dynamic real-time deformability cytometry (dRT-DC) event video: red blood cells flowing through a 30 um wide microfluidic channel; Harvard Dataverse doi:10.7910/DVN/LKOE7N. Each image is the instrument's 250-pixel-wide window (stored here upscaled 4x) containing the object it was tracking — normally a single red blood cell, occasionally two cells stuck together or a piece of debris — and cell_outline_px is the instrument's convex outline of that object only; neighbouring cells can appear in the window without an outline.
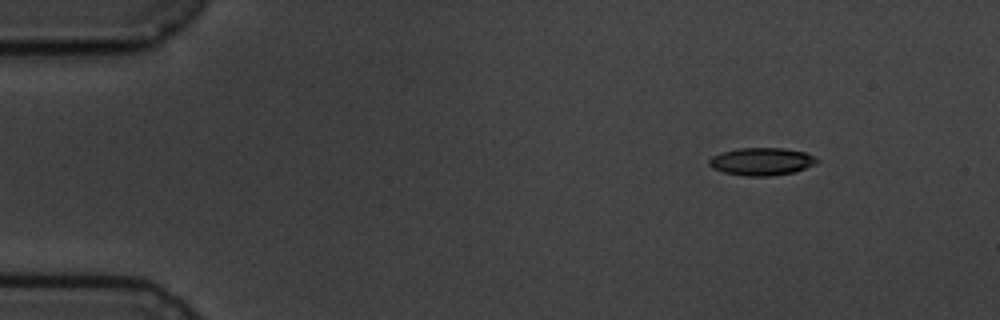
{"species": "common noctule bat (a hibernating species)", "species_latin": "Nyctalus noctula", "temperature_condition": "cold", "stored_images_in_passage": 4, "camera_frame_rate_fps": 3000, "um_per_image_px": 0.085, "animal": {"sex": "male", "body_mass_g": 19.5, "forearm_length_mm": 54.6}, "frame": {"image": 1, "passage_image": 2, "time_ms": 1.667, "image_size_px": [1000, 320], "cell_outline_px": [[820, 160], [816, 164], [792, 172], [768, 176], [744, 176], [724, 172], [712, 168], [708, 164], [708, 160], [712, 156], [720, 152], [736, 148], [784, 148], [804, 152]], "centroid_in_image_um": [64.69, 13.72], "position_along_channel_um": 20.3, "area_um2": 17.34}}
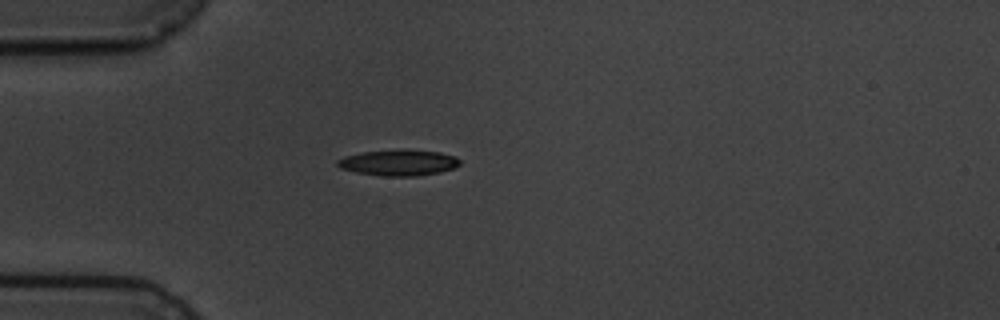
{"frame": {"image": 2, "passage_image": 4, "time_ms": 4.667, "image_size_px": [1000, 320], "cell_outline_px": [[460, 164], [456, 168], [440, 172], [416, 176], [384, 176], [356, 172], [340, 168], [336, 164], [336, 160], [344, 156], [360, 152], [400, 148], [404, 148], [440, 152], [456, 156], [460, 160]], "centroid_in_image_um": [33.89, 13.8], "position_along_channel_um": 51.1, "area_um2": 19.02}}